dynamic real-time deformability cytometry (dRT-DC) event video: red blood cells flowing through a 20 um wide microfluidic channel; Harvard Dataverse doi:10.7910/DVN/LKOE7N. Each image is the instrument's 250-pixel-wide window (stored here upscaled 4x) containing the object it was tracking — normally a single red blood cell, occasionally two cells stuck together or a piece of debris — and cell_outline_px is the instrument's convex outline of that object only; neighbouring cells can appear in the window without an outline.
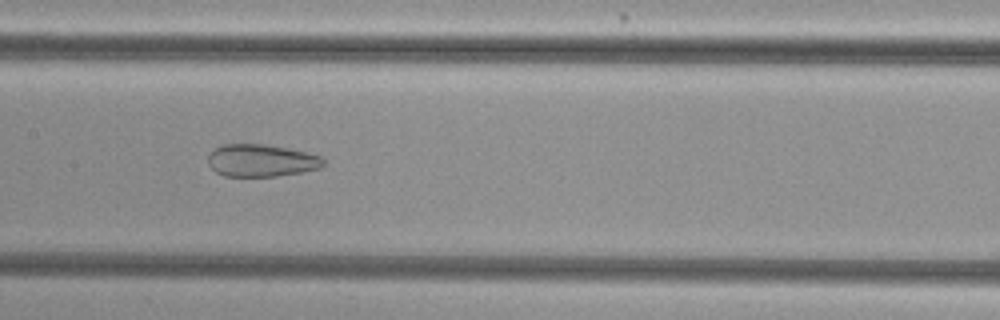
{"species": "common noctule bat (a hibernating species)", "species_latin": "Nyctalus noctula", "temperature_condition": "cold", "stored_images_in_passage": 47, "camera_frame_rate_fps": 3000, "um_per_image_px": 0.085, "animal": {"sex": "female", "body_mass_g": 29.2, "forearm_length_mm": 56.3}, "frame": {"image": 1, "passage_image": 20, "time_ms": 6.333, "image_size_px": [1000, 320], "cell_outline_px": [[324, 164], [320, 168], [300, 172], [276, 176], [224, 176], [216, 172], [208, 164], [208, 156], [216, 148], [224, 144], [264, 144], [288, 148], [308, 152], [324, 156]], "centroid_in_image_um": [22.24, 13.64], "position_along_channel_um": 185.2, "area_um2": 21.79}}
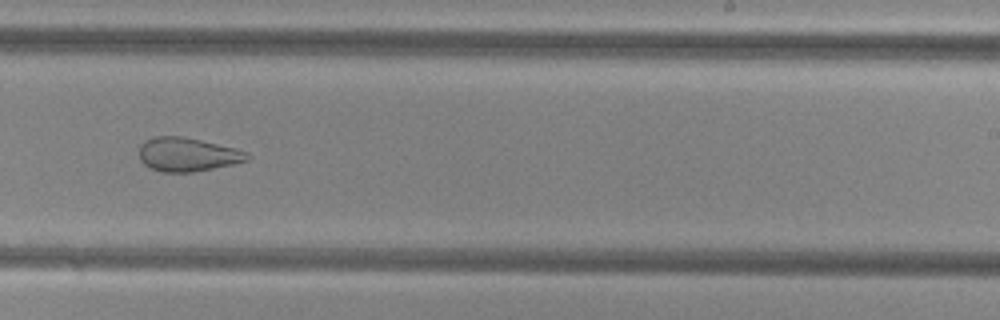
{"frame": {"image": 2, "passage_image": 27, "time_ms": 8.667, "image_size_px": [1000, 320], "cell_outline_px": [[252, 156], [248, 160], [232, 164], [192, 172], [160, 172], [144, 164], [140, 160], [140, 144], [144, 140], [152, 136], [180, 136], [200, 140], [236, 148], [248, 152]], "centroid_in_image_um": [15.93, 13.12], "position_along_channel_um": 273.1, "area_um2": 21.27}}
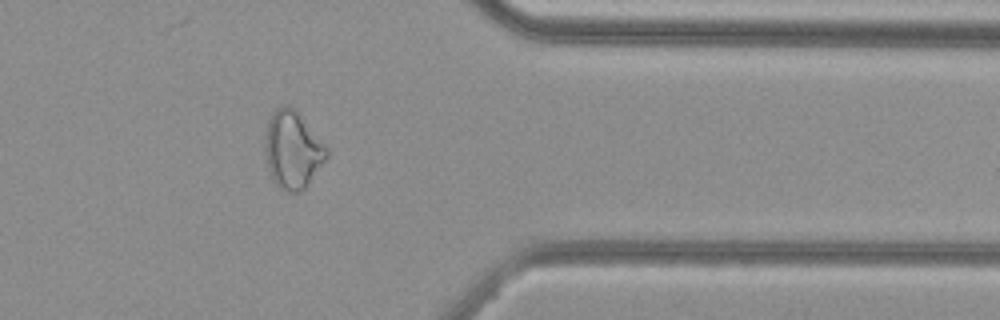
{"frame": {"image": 3, "passage_image": 37, "time_ms": 12.0, "image_size_px": [1000, 320], "cell_outline_px": [[328, 156], [308, 184], [300, 192], [284, 192], [272, 180], [268, 168], [264, 148], [264, 136], [268, 120], [272, 112], [276, 108], [284, 104], [288, 104], [296, 108], [328, 148]], "centroid_in_image_um": [24.85, 12.7], "position_along_channel_um": 386.5, "area_um2": 28.26}, "authors_computed_cell_mechanics": {"area_um2": 28.0908, "velocity_mm_per_s": 3.7729, "shape_relaxation_time_tau1_ms": null, "shape_relaxation_time_tau2_ms": 2.3989, "deformation_change_tau1": null, "deformation_change_tau2": 0.1043}}